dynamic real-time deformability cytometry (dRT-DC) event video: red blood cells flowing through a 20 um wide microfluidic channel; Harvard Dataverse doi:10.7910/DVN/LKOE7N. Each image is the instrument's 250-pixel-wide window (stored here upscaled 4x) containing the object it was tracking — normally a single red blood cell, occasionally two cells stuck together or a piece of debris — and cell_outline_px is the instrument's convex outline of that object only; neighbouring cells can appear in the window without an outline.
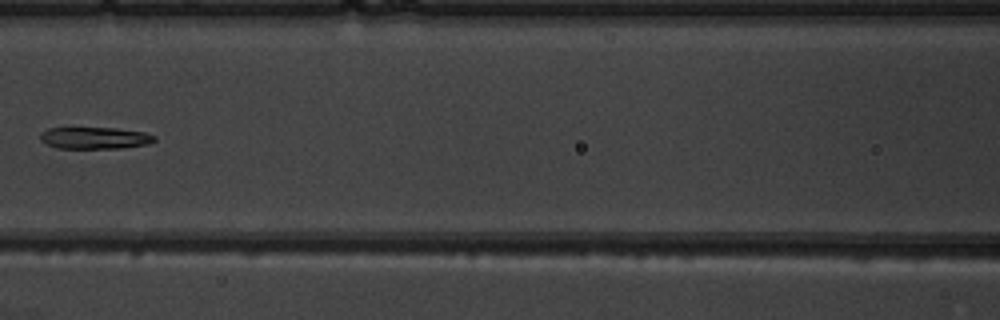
{"species": "common noctule bat (a hibernating species)", "species_latin": "Nyctalus noctula", "temperature_condition": "warm", "stored_images_in_passage": 6, "camera_frame_rate_fps": 3000, "um_per_image_px": 0.085, "animal": {"sex": "male", "body_mass_g": 19.5, "forearm_length_mm": 54.6}, "frame": {"image": 1, "passage_image": 6, "time_ms": 6.667, "image_size_px": [1000, 320], "cell_outline_px": [[156, 140], [148, 144], [120, 148], [56, 148], [40, 140], [40, 132], [48, 128], [116, 128], [144, 132], [156, 136]], "centroid_in_image_um": [8.06, 11.72], "position_along_channel_um": 158.5, "area_um2": 14.51}}